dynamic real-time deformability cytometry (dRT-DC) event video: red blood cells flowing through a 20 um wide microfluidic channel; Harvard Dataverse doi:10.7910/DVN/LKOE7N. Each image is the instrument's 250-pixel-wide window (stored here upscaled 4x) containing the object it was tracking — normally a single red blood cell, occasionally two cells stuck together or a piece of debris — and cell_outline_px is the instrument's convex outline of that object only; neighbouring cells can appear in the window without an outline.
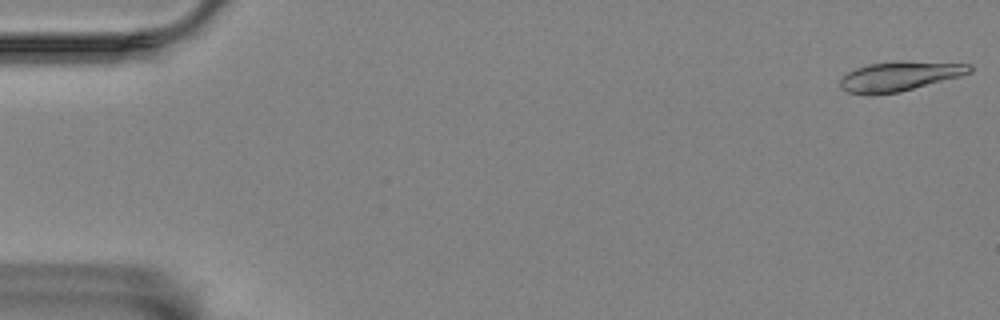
{"species": "Egyptian fruit bat (a non-hibernating species)", "species_latin": "Rousettus aegyptiacus", "temperature_condition": "room temperature", "stored_images_in_passage": 58, "camera_frame_rate_fps": 3000, "um_per_image_px": 0.085, "animal": {"sex": "female"}, "frame": {"image": 1, "passage_image": 1, "time_ms": 0.0, "image_size_px": [1000, 320], "cell_outline_px": [[972, 72], [960, 76], [900, 92], [868, 96], [848, 92], [840, 88], [840, 80], [848, 72], [856, 68], [868, 64], [972, 64]], "centroid_in_image_um": [76.37, 6.56], "position_along_channel_um": 8.6, "area_um2": 21.1}}
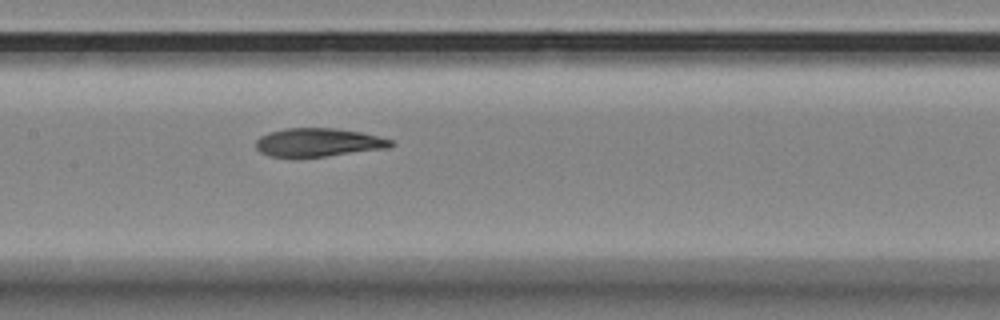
{"frame": {"image": 2, "passage_image": 28, "time_ms": 9.0, "image_size_px": [1000, 320], "cell_outline_px": [[396, 144], [388, 148], [292, 160], [268, 156], [260, 152], [256, 148], [256, 140], [260, 136], [268, 132], [288, 128], [336, 128], [360, 132], [392, 140]], "centroid_in_image_um": [26.98, 12.14], "position_along_channel_um": 180.4, "area_um2": 22.89}}
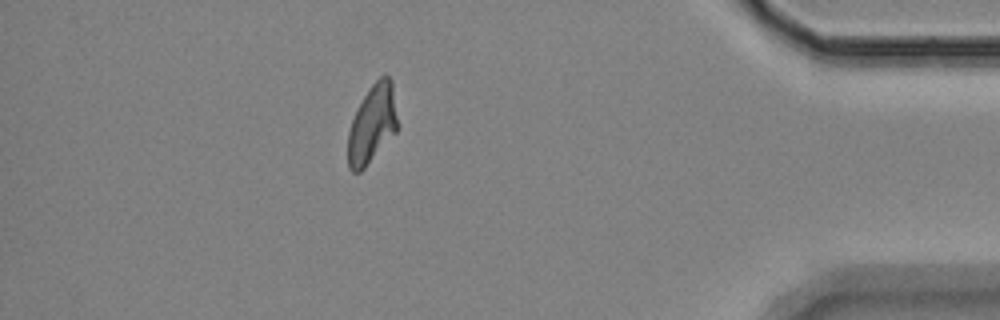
{"frame": {"image": 3, "passage_image": 51, "time_ms": 16.667, "image_size_px": [1000, 320], "cell_outline_px": [[396, 132], [364, 168], [360, 172], [352, 172], [348, 168], [348, 132], [352, 120], [368, 88], [380, 76], [388, 76], [392, 80], [396, 116]], "centroid_in_image_um": [31.62, 10.56], "position_along_channel_um": 403.6, "area_um2": 22.2}, "authors_computed_cell_mechanics": {"area_um2": 22.9755, "velocity_mm_per_s": 3.4547, "shape_relaxation_time_tau1_ms": null, "shape_relaxation_time_tau2_ms": 3.9044, "deformation_change_tau1": null, "deformation_change_tau2": 0.103}}